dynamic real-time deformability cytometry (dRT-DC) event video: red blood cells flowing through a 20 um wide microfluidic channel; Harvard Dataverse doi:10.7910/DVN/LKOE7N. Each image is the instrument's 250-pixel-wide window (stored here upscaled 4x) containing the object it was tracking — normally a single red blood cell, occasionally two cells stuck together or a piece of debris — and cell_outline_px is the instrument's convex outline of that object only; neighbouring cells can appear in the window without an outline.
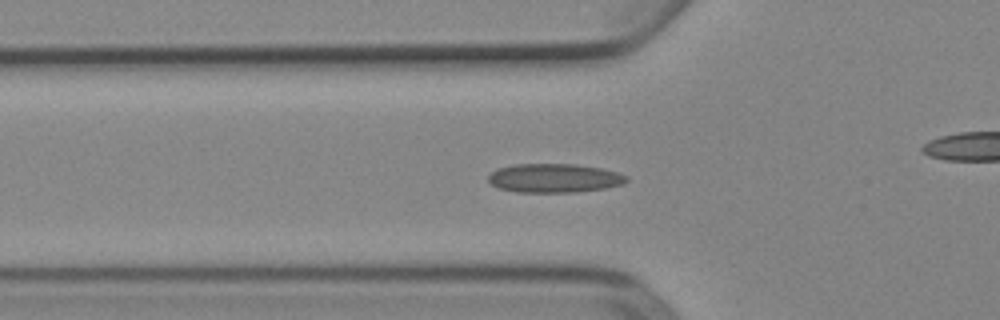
{"species": "Egyptian fruit bat (a non-hibernating species)", "species_latin": "Rousettus aegyptiacus", "temperature_condition": "cold", "stored_images_in_passage": 42, "camera_frame_rate_fps": 3000, "um_per_image_px": 0.085, "animal": {"sex": "female"}, "frame": {"image": 1, "passage_image": 7, "time_ms": 2.0, "image_size_px": [1000, 320], "cell_outline_px": [[628, 180], [624, 184], [604, 188], [576, 192], [516, 192], [500, 188], [492, 184], [488, 180], [488, 176], [496, 168], [516, 164], [576, 164], [600, 168], [616, 172], [628, 176]], "centroid_in_image_um": [47.11, 15.14], "position_along_channel_um": 78.7, "area_um2": 23.24}}
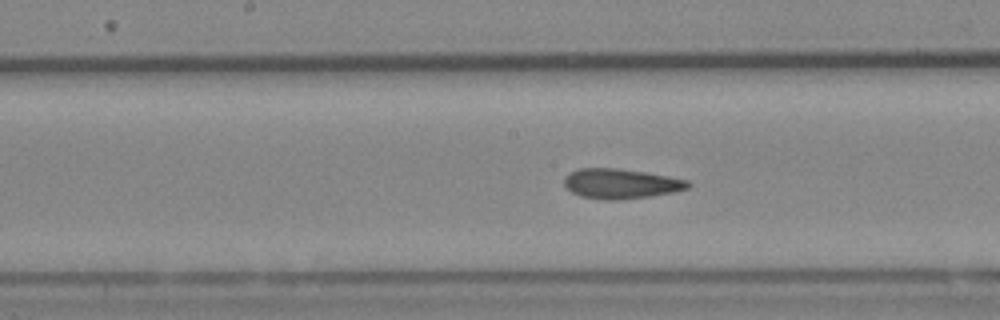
{"frame": {"image": 2, "passage_image": 16, "time_ms": 5.0, "image_size_px": [1000, 320], "cell_outline_px": [[692, 184], [688, 188], [672, 192], [648, 196], [620, 200], [608, 200], [580, 196], [572, 192], [564, 184], [564, 176], [568, 172], [580, 168], [616, 168], [644, 172], [668, 176], [688, 180]], "centroid_in_image_um": [52.75, 15.6], "position_along_channel_um": 195.5, "area_um2": 21.5}}
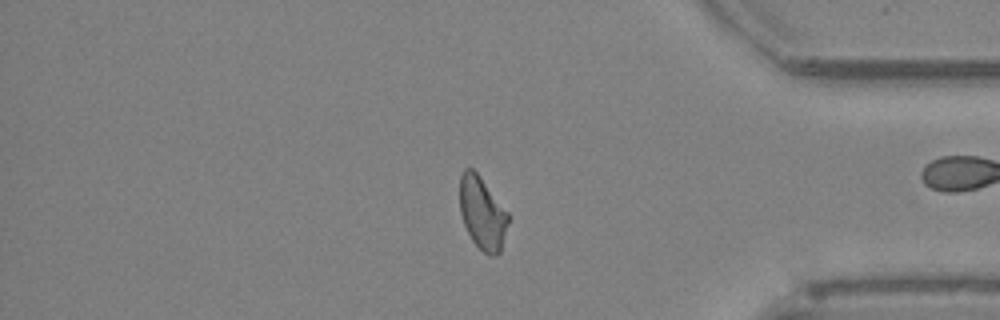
{"frame": {"image": 3, "passage_image": 33, "time_ms": 10.667, "image_size_px": [1000, 320], "cell_outline_px": [[508, 224], [500, 252], [496, 256], [488, 256], [472, 240], [464, 224], [460, 212], [460, 176], [464, 168], [472, 168], [480, 176], [508, 212]], "centroid_in_image_um": [40.99, 18.11], "position_along_channel_um": 394.2, "area_um2": 20.4}, "authors_computed_cell_mechanics": {"area_um2": 21.2415, "velocity_mm_per_s": 3.8851, "shape_relaxation_time_tau1_ms": null, "shape_relaxation_time_tau2_ms": 3.393, "deformation_change_tau1": null, "deformation_change_tau2": 0.0936}}